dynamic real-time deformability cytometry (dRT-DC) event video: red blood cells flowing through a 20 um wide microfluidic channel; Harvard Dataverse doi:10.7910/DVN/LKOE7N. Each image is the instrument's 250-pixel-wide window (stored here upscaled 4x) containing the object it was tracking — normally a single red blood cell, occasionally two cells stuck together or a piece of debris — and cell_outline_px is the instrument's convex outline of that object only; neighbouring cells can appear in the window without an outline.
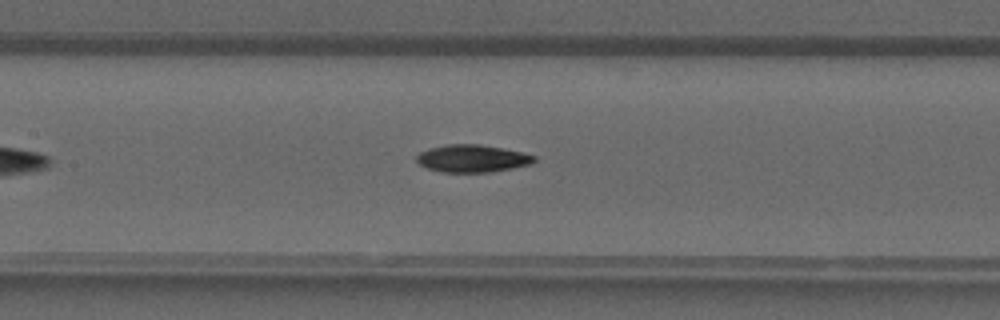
{"species": "common noctule bat (a hibernating species)", "species_latin": "Nyctalus noctula", "temperature_condition": "warm", "stored_images_in_passage": 28, "camera_frame_rate_fps": 3000, "um_per_image_px": 0.085, "animal": {"sex": "male", "forearm_length_mm": 52.5}, "frame": {"image": 1, "passage_image": 11, "time_ms": 3.333, "image_size_px": [1000, 320], "cell_outline_px": [[536, 160], [532, 164], [492, 172], [440, 172], [428, 168], [420, 164], [416, 160], [416, 156], [420, 152], [428, 148], [448, 144], [480, 144], [520, 152], [536, 156]], "centroid_in_image_um": [40.13, 13.47], "position_along_channel_um": 167.3, "area_um2": 18.79}}
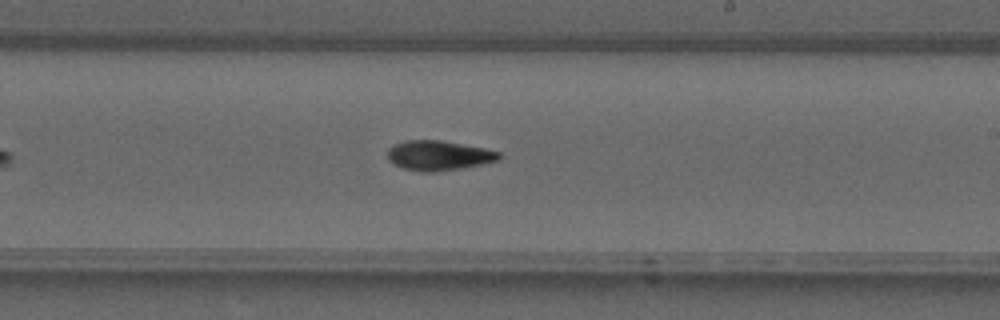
{"frame": {"image": 2, "passage_image": 16, "time_ms": 5.0, "image_size_px": [1000, 320], "cell_outline_px": [[500, 160], [460, 168], [432, 172], [420, 172], [404, 168], [388, 160], [388, 148], [404, 140], [440, 140], [484, 148], [500, 152]], "centroid_in_image_um": [37.27, 13.21], "position_along_channel_um": 251.7, "area_um2": 19.13}}
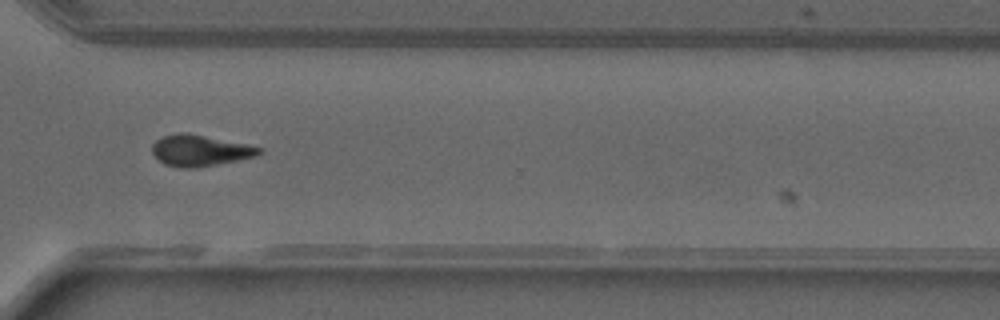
{"frame": {"image": 3, "passage_image": 22, "time_ms": 7.0, "image_size_px": [1000, 320], "cell_outline_px": [[264, 152], [256, 156], [196, 168], [180, 168], [164, 164], [152, 152], [152, 144], [156, 140], [164, 136], [176, 132], [188, 132], [264, 148]], "centroid_in_image_um": [16.99, 12.78], "position_along_channel_um": 353.6, "area_um2": 19.42}}